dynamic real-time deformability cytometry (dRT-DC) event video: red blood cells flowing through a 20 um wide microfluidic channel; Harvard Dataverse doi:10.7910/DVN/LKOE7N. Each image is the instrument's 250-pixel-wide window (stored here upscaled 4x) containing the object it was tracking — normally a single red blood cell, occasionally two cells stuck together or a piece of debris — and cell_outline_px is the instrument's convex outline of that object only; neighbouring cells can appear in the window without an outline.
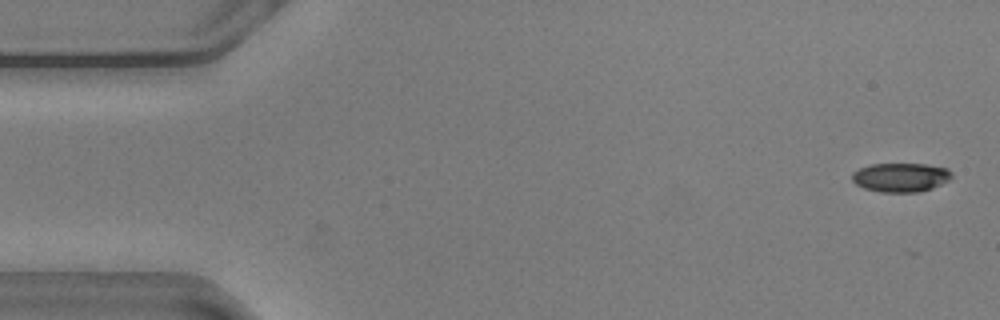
{"species": "common noctule bat (a hibernating species)", "species_latin": "Nyctalus noctula", "temperature_condition": "warm", "stored_images_in_passage": 2, "camera_frame_rate_fps": 3000, "um_per_image_px": 0.085, "animal": {"sex": "male", "body_mass_g": 20.5, "forearm_length_mm": 52.5}, "frame": {"image": 1, "passage_image": 2, "time_ms": 0.333, "image_size_px": [1000, 320], "cell_outline_px": [[952, 176], [948, 180], [932, 188], [920, 192], [880, 192], [864, 188], [856, 184], [852, 180], [852, 172], [860, 168], [872, 164], [928, 164], [948, 168], [952, 172]], "centroid_in_image_um": [76.56, 15.07], "position_along_channel_um": 8.4, "area_um2": 16.88}}